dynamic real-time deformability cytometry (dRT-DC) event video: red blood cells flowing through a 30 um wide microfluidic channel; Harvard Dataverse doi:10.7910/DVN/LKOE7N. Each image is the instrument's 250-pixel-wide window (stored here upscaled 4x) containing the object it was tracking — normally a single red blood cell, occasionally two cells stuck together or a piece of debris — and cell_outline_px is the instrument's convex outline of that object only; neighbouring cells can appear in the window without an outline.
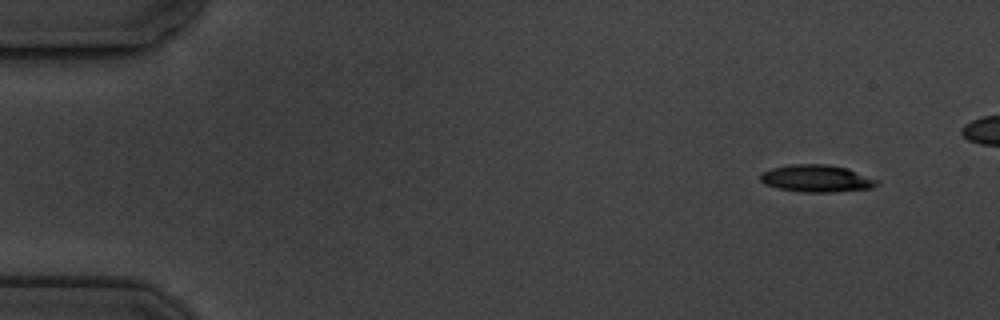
{"species": "common noctule bat (a hibernating species)", "species_latin": "Nyctalus noctula", "temperature_condition": "cold", "stored_images_in_passage": 6, "camera_frame_rate_fps": 3000, "um_per_image_px": 0.085, "animal": {"sex": "male", "body_mass_g": 19.5, "forearm_length_mm": 54.6}, "frame": {"image": 1, "passage_image": 6, "time_ms": 5.667, "image_size_px": [1000, 320], "cell_outline_px": [[880, 184], [872, 188], [832, 192], [804, 192], [776, 188], [764, 184], [760, 180], [760, 172], [772, 168], [792, 164], [828, 164], [848, 168], [880, 180]], "centroid_in_image_um": [69.43, 15.17], "position_along_channel_um": 15.6, "area_um2": 18.73}}